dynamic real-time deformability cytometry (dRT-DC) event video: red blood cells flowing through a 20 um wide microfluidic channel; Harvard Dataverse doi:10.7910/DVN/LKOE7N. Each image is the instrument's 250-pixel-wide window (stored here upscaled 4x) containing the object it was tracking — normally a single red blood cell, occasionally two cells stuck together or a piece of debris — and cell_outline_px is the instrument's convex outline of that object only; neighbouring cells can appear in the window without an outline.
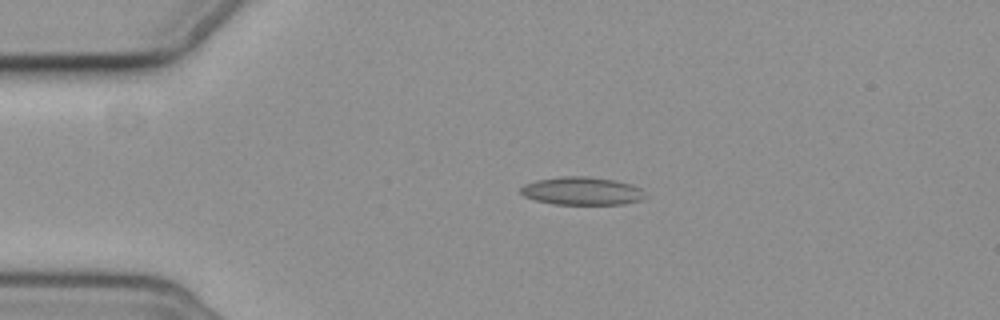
{"species": "common noctule bat (a hibernating species)", "species_latin": "Nyctalus noctula", "temperature_condition": "cold", "stored_images_in_passage": 4, "camera_frame_rate_fps": 3000, "um_per_image_px": 0.085, "animal": {"sex": "female", "body_mass_g": 19.3, "forearm_length_mm": 54.1}, "frame": {"image": 1, "passage_image": 3, "time_ms": 3.0, "image_size_px": [1000, 320], "cell_outline_px": [[644, 196], [640, 200], [624, 204], [556, 204], [536, 200], [524, 196], [520, 192], [520, 188], [524, 184], [536, 180], [560, 176], [588, 176], [616, 180], [632, 184], [640, 188]], "centroid_in_image_um": [49.44, 16.22], "position_along_channel_um": 35.6, "area_um2": 20.29}}